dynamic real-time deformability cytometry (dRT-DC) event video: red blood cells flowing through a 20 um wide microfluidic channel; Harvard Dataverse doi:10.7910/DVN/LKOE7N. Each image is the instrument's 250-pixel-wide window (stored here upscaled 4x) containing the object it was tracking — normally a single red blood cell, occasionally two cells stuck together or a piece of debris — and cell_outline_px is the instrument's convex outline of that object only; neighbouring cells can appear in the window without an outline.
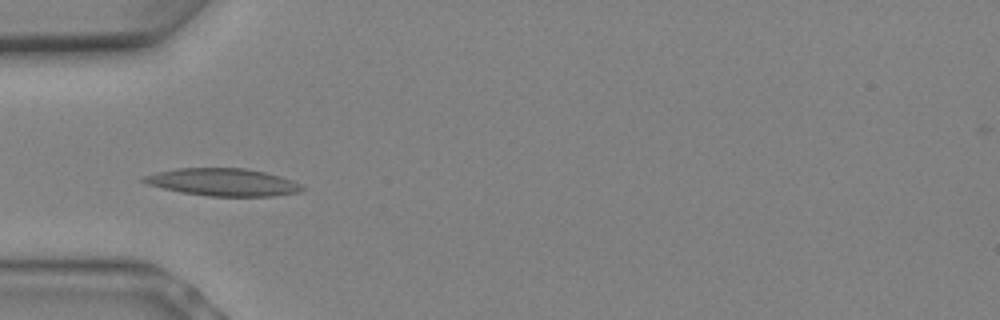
{"species": "Egyptian fruit bat (a non-hibernating species)", "species_latin": "Rousettus aegyptiacus", "temperature_condition": "warm", "stored_images_in_passage": 8, "camera_frame_rate_fps": 3000, "um_per_image_px": 0.085, "animal": {"sex": "female"}, "frame": {"image": 1, "passage_image": 7, "time_ms": 2.0, "image_size_px": [1000, 320], "cell_outline_px": [[308, 188], [300, 192], [272, 196], [208, 196], [180, 192], [148, 184], [140, 180], [144, 176], [156, 172], [180, 168], [244, 168], [264, 172], [280, 176], [292, 180]], "centroid_in_image_um": [18.99, 15.49], "position_along_channel_um": 66.0, "area_um2": 25.32}}